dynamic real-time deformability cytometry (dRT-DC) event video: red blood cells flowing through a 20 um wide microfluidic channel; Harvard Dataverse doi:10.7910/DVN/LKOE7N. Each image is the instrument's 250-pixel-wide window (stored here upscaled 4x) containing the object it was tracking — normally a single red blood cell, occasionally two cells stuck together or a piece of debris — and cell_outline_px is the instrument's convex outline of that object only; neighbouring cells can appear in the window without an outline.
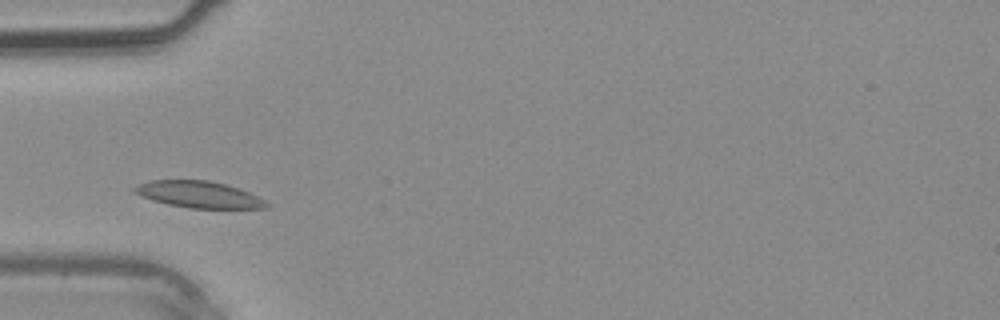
{"species": "common noctule bat (a hibernating species)", "species_latin": "Nyctalus noctula", "temperature_condition": "warm", "stored_images_in_passage": 31, "camera_frame_rate_fps": 3000, "um_per_image_px": 0.085, "animal": {"sex": "male", "body_mass_g": 20.4}, "frame": {"image": 1, "passage_image": 5, "time_ms": 1.333, "image_size_px": [1000, 320], "cell_outline_px": [[272, 204], [268, 208], [188, 208], [168, 204], [152, 200], [140, 196], [132, 192], [132, 188], [140, 184], [152, 180], [208, 180], [224, 184], [248, 192]], "centroid_in_image_um": [16.88, 16.54], "position_along_channel_um": 68.1, "area_um2": 20.35}}
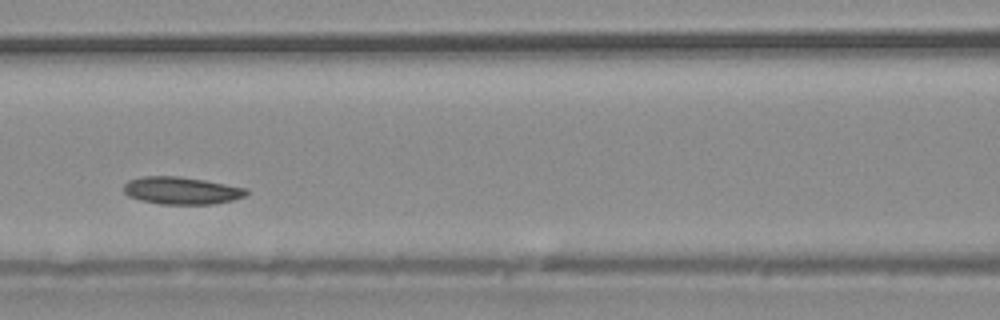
{"frame": {"image": 2, "passage_image": 10, "time_ms": 3.0, "image_size_px": [1000, 320], "cell_outline_px": [[248, 192], [244, 196], [232, 200], [216, 204], [160, 204], [140, 200], [128, 196], [124, 192], [124, 184], [128, 180], [144, 176], [180, 176], [204, 180], [248, 188]], "centroid_in_image_um": [15.42, 16.2], "position_along_channel_um": 151.2, "area_um2": 19.65}}